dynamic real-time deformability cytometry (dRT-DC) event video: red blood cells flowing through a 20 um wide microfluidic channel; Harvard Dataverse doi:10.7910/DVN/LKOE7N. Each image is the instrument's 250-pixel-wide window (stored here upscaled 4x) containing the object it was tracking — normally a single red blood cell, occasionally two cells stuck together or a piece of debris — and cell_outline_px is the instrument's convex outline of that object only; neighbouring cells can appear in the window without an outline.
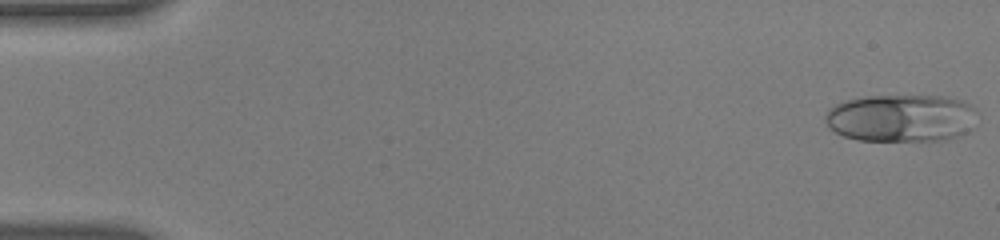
{"species": "human", "species_latin": "Homo sapiens", "temperature_condition": "warm", "stored_images_in_passage": 8, "camera_frame_rate_fps": 3000, "um_per_image_px": 0.085, "donor": {"sex": "male"}, "frame": {"image": 1, "passage_image": 1, "time_ms": 0.0, "image_size_px": [1000, 240], "cell_outline_px": [[980, 112], [968, 132], [944, 140], [860, 140], [844, 136], [828, 128], [824, 120], [824, 116], [828, 108], [836, 104], [848, 100], [864, 96], [948, 96], [964, 100], [976, 108]], "centroid_in_image_um": [76.63, 10.02], "position_along_channel_um": 8.4, "area_um2": 42.6}}